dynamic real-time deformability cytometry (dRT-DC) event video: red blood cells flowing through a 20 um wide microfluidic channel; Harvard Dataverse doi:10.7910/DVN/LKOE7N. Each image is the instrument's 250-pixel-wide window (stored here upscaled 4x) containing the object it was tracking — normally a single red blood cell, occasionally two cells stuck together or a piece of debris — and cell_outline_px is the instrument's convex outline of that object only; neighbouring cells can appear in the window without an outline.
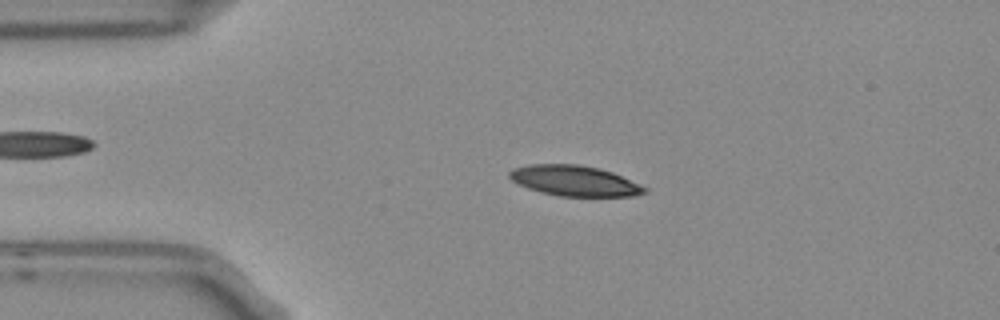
{"species": "Egyptian fruit bat (a non-hibernating species)", "species_latin": "Rousettus aegyptiacus", "temperature_condition": "room temperature", "stored_images_in_passage": 3, "camera_frame_rate_fps": 3000, "um_per_image_px": 0.085, "frame": {"image": 1, "passage_image": 2, "time_ms": 0.333, "image_size_px": [1000, 320], "cell_outline_px": [[648, 192], [636, 196], [560, 196], [540, 192], [528, 188], [512, 180], [508, 176], [508, 172], [512, 168], [528, 164], [580, 164], [600, 168], [612, 172], [640, 184], [648, 188]], "centroid_in_image_um": [48.84, 15.36], "position_along_channel_um": 36.2, "area_um2": 24.16}}